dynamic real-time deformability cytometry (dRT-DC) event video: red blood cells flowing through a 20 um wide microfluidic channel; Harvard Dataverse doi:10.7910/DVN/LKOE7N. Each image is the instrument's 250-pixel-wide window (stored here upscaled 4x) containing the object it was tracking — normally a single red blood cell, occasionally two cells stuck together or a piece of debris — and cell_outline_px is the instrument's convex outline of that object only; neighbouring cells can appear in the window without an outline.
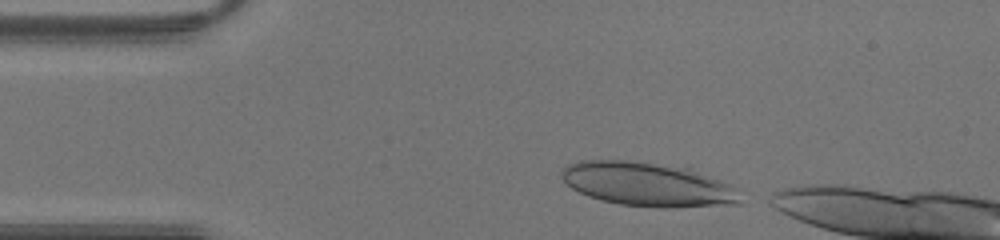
{"species": "human", "species_latin": "Homo sapiens", "temperature_condition": "warm", "stored_images_in_passage": 28, "camera_frame_rate_fps": 3000, "um_per_image_px": 0.085, "donor": {"sex": "male"}, "frame": {"image": 1, "passage_image": 1, "time_ms": 0.0, "image_size_px": [1000, 240], "cell_outline_px": [[740, 204], [676, 208], [660, 208], [620, 204], [600, 200], [588, 196], [572, 188], [560, 176], [560, 172], [568, 164], [580, 160], [624, 160], [692, 168], [732, 184], [740, 188]], "centroid_in_image_um": [55.13, 15.68], "position_along_channel_um": 29.9, "area_um2": 46.36}}
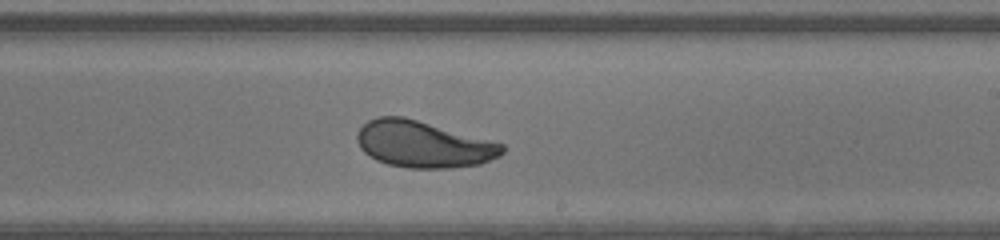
{"frame": {"image": 2, "passage_image": 18, "time_ms": 5.667, "image_size_px": [1000, 240], "cell_outline_px": [[504, 152], [500, 156], [480, 164], [452, 168], [408, 168], [388, 164], [376, 160], [364, 152], [360, 148], [356, 140], [356, 132], [368, 120], [376, 116], [404, 116], [504, 144]], "centroid_in_image_um": [35.95, 12.26], "position_along_channel_um": 253.0, "area_um2": 39.48}}
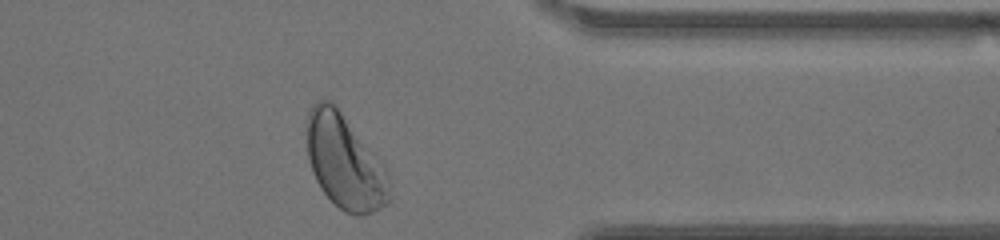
{"frame": {"image": 3, "passage_image": 27, "time_ms": 8.667, "image_size_px": [1000, 240], "cell_outline_px": [[392, 196], [388, 204], [372, 212], [360, 216], [356, 216], [344, 212], [320, 188], [312, 172], [308, 156], [304, 128], [308, 112], [312, 104], [316, 100], [332, 100], [384, 164], [388, 172]], "centroid_in_image_um": [29.3, 13.74], "position_along_channel_um": 382.1, "area_um2": 46.24}}